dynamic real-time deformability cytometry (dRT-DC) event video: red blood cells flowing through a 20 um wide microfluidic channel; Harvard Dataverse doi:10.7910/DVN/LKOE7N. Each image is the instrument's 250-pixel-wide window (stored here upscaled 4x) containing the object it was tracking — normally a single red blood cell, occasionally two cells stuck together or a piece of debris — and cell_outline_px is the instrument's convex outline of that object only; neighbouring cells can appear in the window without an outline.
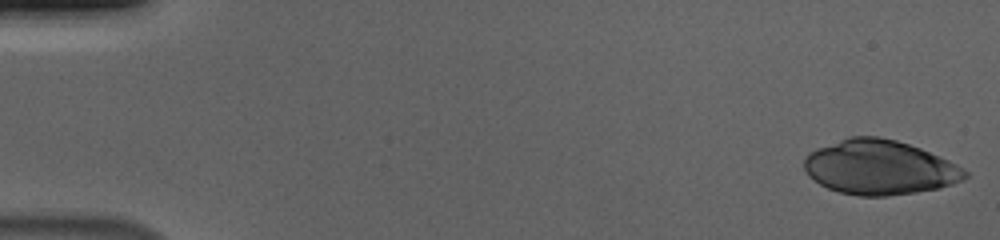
{"species": "human", "species_latin": "Homo sapiens", "temperature_condition": "cold", "stored_images_in_passage": 55, "camera_frame_rate_fps": 3000, "um_per_image_px": 0.085, "donor": {"sex": "male"}, "frame": {"image": 1, "passage_image": 1, "time_ms": 0.0, "image_size_px": [1000, 240], "cell_outline_px": [[968, 176], [952, 184], [940, 188], [916, 192], [884, 196], [860, 196], [840, 192], [828, 188], [820, 184], [808, 176], [804, 168], [804, 160], [808, 152], [816, 148], [852, 136], [880, 136], [896, 140], [920, 148], [948, 160], [964, 168], [968, 172]], "centroid_in_image_um": [74.75, 14.23], "position_along_channel_um": 10.3, "area_um2": 50.98}}
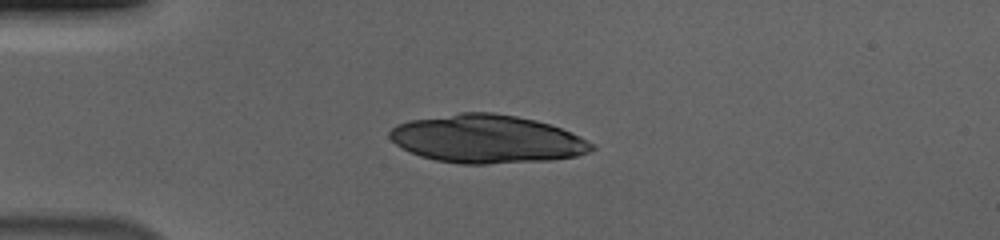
{"frame": {"image": 2, "passage_image": 14, "time_ms": 4.333, "image_size_px": [1000, 240], "cell_outline_px": [[596, 148], [588, 152], [576, 156], [552, 160], [488, 164], [460, 164], [436, 160], [420, 156], [408, 152], [400, 148], [388, 136], [388, 132], [396, 124], [408, 120], [460, 112], [492, 112], [516, 116], [536, 120], [560, 128], [580, 136], [592, 144]], "centroid_in_image_um": [41.34, 11.81], "position_along_channel_um": 43.7, "area_um2": 56.99}}
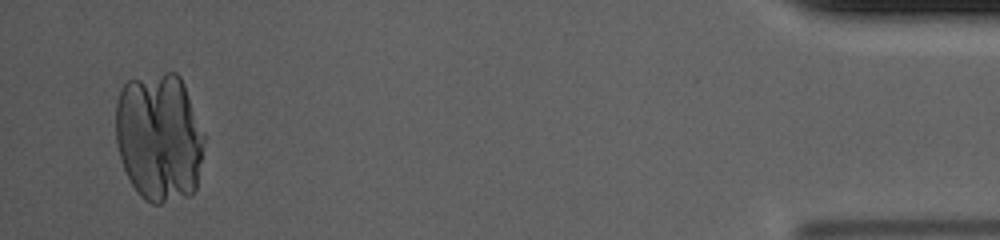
{"frame": {"image": 3, "passage_image": 53, "time_ms": 17.333, "image_size_px": [1000, 240], "cell_outline_px": [[204, 140], [196, 188], [192, 196], [160, 204], [152, 204], [144, 200], [136, 192], [124, 168], [116, 144], [116, 100], [120, 88], [128, 80], [164, 72], [176, 72], [180, 76], [184, 84], [204, 136]], "centroid_in_image_um": [13.51, 11.68], "position_along_channel_um": 421.7, "area_um2": 66.76}}